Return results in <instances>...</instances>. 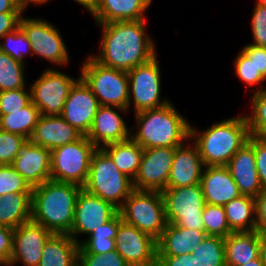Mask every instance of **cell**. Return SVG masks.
Listing matches in <instances>:
<instances>
[{
	"label": "cell",
	"mask_w": 266,
	"mask_h": 266,
	"mask_svg": "<svg viewBox=\"0 0 266 266\" xmlns=\"http://www.w3.org/2000/svg\"><path fill=\"white\" fill-rule=\"evenodd\" d=\"M226 266H242L260 257L259 232H232L224 238Z\"/></svg>",
	"instance_id": "484cf974"
},
{
	"label": "cell",
	"mask_w": 266,
	"mask_h": 266,
	"mask_svg": "<svg viewBox=\"0 0 266 266\" xmlns=\"http://www.w3.org/2000/svg\"><path fill=\"white\" fill-rule=\"evenodd\" d=\"M27 141L22 135L0 130V165H11Z\"/></svg>",
	"instance_id": "74e56055"
},
{
	"label": "cell",
	"mask_w": 266,
	"mask_h": 266,
	"mask_svg": "<svg viewBox=\"0 0 266 266\" xmlns=\"http://www.w3.org/2000/svg\"><path fill=\"white\" fill-rule=\"evenodd\" d=\"M20 27L31 44L32 55L40 56L53 64H68L67 47L58 29L47 20L20 17Z\"/></svg>",
	"instance_id": "7c38bea8"
},
{
	"label": "cell",
	"mask_w": 266,
	"mask_h": 266,
	"mask_svg": "<svg viewBox=\"0 0 266 266\" xmlns=\"http://www.w3.org/2000/svg\"><path fill=\"white\" fill-rule=\"evenodd\" d=\"M80 77L90 87L100 105L128 109V73L106 67L88 56L81 67Z\"/></svg>",
	"instance_id": "52a82bcc"
},
{
	"label": "cell",
	"mask_w": 266,
	"mask_h": 266,
	"mask_svg": "<svg viewBox=\"0 0 266 266\" xmlns=\"http://www.w3.org/2000/svg\"><path fill=\"white\" fill-rule=\"evenodd\" d=\"M175 150L176 147L144 149L138 173L133 180L134 189L160 192L165 190Z\"/></svg>",
	"instance_id": "9a60e30c"
},
{
	"label": "cell",
	"mask_w": 266,
	"mask_h": 266,
	"mask_svg": "<svg viewBox=\"0 0 266 266\" xmlns=\"http://www.w3.org/2000/svg\"><path fill=\"white\" fill-rule=\"evenodd\" d=\"M252 36L257 47H266V5L255 4L252 14Z\"/></svg>",
	"instance_id": "b9f144b4"
},
{
	"label": "cell",
	"mask_w": 266,
	"mask_h": 266,
	"mask_svg": "<svg viewBox=\"0 0 266 266\" xmlns=\"http://www.w3.org/2000/svg\"><path fill=\"white\" fill-rule=\"evenodd\" d=\"M41 114L32 101L20 110L0 116V130L30 139Z\"/></svg>",
	"instance_id": "4dcf8cb0"
},
{
	"label": "cell",
	"mask_w": 266,
	"mask_h": 266,
	"mask_svg": "<svg viewBox=\"0 0 266 266\" xmlns=\"http://www.w3.org/2000/svg\"><path fill=\"white\" fill-rule=\"evenodd\" d=\"M242 266H265L264 263L261 261V258L258 257L257 259H254L248 263H246L245 265Z\"/></svg>",
	"instance_id": "9f6ffc18"
},
{
	"label": "cell",
	"mask_w": 266,
	"mask_h": 266,
	"mask_svg": "<svg viewBox=\"0 0 266 266\" xmlns=\"http://www.w3.org/2000/svg\"><path fill=\"white\" fill-rule=\"evenodd\" d=\"M208 234L205 230H191L167 223L161 237L157 240L158 256H178L193 253Z\"/></svg>",
	"instance_id": "cb8c5ba5"
},
{
	"label": "cell",
	"mask_w": 266,
	"mask_h": 266,
	"mask_svg": "<svg viewBox=\"0 0 266 266\" xmlns=\"http://www.w3.org/2000/svg\"><path fill=\"white\" fill-rule=\"evenodd\" d=\"M241 51L253 62L256 70L266 79V47L248 44Z\"/></svg>",
	"instance_id": "bcb514c9"
},
{
	"label": "cell",
	"mask_w": 266,
	"mask_h": 266,
	"mask_svg": "<svg viewBox=\"0 0 266 266\" xmlns=\"http://www.w3.org/2000/svg\"><path fill=\"white\" fill-rule=\"evenodd\" d=\"M233 232L256 231L255 198L241 195L223 206Z\"/></svg>",
	"instance_id": "f546056e"
},
{
	"label": "cell",
	"mask_w": 266,
	"mask_h": 266,
	"mask_svg": "<svg viewBox=\"0 0 266 266\" xmlns=\"http://www.w3.org/2000/svg\"><path fill=\"white\" fill-rule=\"evenodd\" d=\"M11 165L32 188L51 179V151L29 140Z\"/></svg>",
	"instance_id": "d6986e66"
},
{
	"label": "cell",
	"mask_w": 266,
	"mask_h": 266,
	"mask_svg": "<svg viewBox=\"0 0 266 266\" xmlns=\"http://www.w3.org/2000/svg\"><path fill=\"white\" fill-rule=\"evenodd\" d=\"M193 254L194 266H226L223 237L208 235Z\"/></svg>",
	"instance_id": "1f68e13d"
},
{
	"label": "cell",
	"mask_w": 266,
	"mask_h": 266,
	"mask_svg": "<svg viewBox=\"0 0 266 266\" xmlns=\"http://www.w3.org/2000/svg\"><path fill=\"white\" fill-rule=\"evenodd\" d=\"M200 184L208 204L224 206L242 195L226 166H204Z\"/></svg>",
	"instance_id": "7402d4cb"
},
{
	"label": "cell",
	"mask_w": 266,
	"mask_h": 266,
	"mask_svg": "<svg viewBox=\"0 0 266 266\" xmlns=\"http://www.w3.org/2000/svg\"><path fill=\"white\" fill-rule=\"evenodd\" d=\"M256 4L266 5V0H257Z\"/></svg>",
	"instance_id": "6f0895ef"
},
{
	"label": "cell",
	"mask_w": 266,
	"mask_h": 266,
	"mask_svg": "<svg viewBox=\"0 0 266 266\" xmlns=\"http://www.w3.org/2000/svg\"><path fill=\"white\" fill-rule=\"evenodd\" d=\"M52 234V232L32 220L15 228L9 266H13L17 262L24 266H38L44 245Z\"/></svg>",
	"instance_id": "e0dca14e"
},
{
	"label": "cell",
	"mask_w": 266,
	"mask_h": 266,
	"mask_svg": "<svg viewBox=\"0 0 266 266\" xmlns=\"http://www.w3.org/2000/svg\"><path fill=\"white\" fill-rule=\"evenodd\" d=\"M119 212L112 203L88 193L83 188L80 190L74 212V221L69 236L79 244L78 236H88L103 224L111 220Z\"/></svg>",
	"instance_id": "5bb4252c"
},
{
	"label": "cell",
	"mask_w": 266,
	"mask_h": 266,
	"mask_svg": "<svg viewBox=\"0 0 266 266\" xmlns=\"http://www.w3.org/2000/svg\"><path fill=\"white\" fill-rule=\"evenodd\" d=\"M260 258L266 266V232L259 233Z\"/></svg>",
	"instance_id": "db71d44e"
},
{
	"label": "cell",
	"mask_w": 266,
	"mask_h": 266,
	"mask_svg": "<svg viewBox=\"0 0 266 266\" xmlns=\"http://www.w3.org/2000/svg\"><path fill=\"white\" fill-rule=\"evenodd\" d=\"M25 64L0 51V91L25 88Z\"/></svg>",
	"instance_id": "d6a6232c"
},
{
	"label": "cell",
	"mask_w": 266,
	"mask_h": 266,
	"mask_svg": "<svg viewBox=\"0 0 266 266\" xmlns=\"http://www.w3.org/2000/svg\"><path fill=\"white\" fill-rule=\"evenodd\" d=\"M97 147L83 135L79 140L51 151V180L83 187Z\"/></svg>",
	"instance_id": "ba28073f"
},
{
	"label": "cell",
	"mask_w": 266,
	"mask_h": 266,
	"mask_svg": "<svg viewBox=\"0 0 266 266\" xmlns=\"http://www.w3.org/2000/svg\"><path fill=\"white\" fill-rule=\"evenodd\" d=\"M115 239H85L78 254H104L115 250Z\"/></svg>",
	"instance_id": "ee69618b"
},
{
	"label": "cell",
	"mask_w": 266,
	"mask_h": 266,
	"mask_svg": "<svg viewBox=\"0 0 266 266\" xmlns=\"http://www.w3.org/2000/svg\"><path fill=\"white\" fill-rule=\"evenodd\" d=\"M14 229L0 225V265L9 266L13 251Z\"/></svg>",
	"instance_id": "f6af8a7d"
},
{
	"label": "cell",
	"mask_w": 266,
	"mask_h": 266,
	"mask_svg": "<svg viewBox=\"0 0 266 266\" xmlns=\"http://www.w3.org/2000/svg\"><path fill=\"white\" fill-rule=\"evenodd\" d=\"M0 13H23L10 0H0Z\"/></svg>",
	"instance_id": "f5cc1de1"
},
{
	"label": "cell",
	"mask_w": 266,
	"mask_h": 266,
	"mask_svg": "<svg viewBox=\"0 0 266 266\" xmlns=\"http://www.w3.org/2000/svg\"><path fill=\"white\" fill-rule=\"evenodd\" d=\"M82 188L118 209L134 190L133 180L119 171L102 148L93 153L88 178Z\"/></svg>",
	"instance_id": "5b68a950"
},
{
	"label": "cell",
	"mask_w": 266,
	"mask_h": 266,
	"mask_svg": "<svg viewBox=\"0 0 266 266\" xmlns=\"http://www.w3.org/2000/svg\"><path fill=\"white\" fill-rule=\"evenodd\" d=\"M252 113L245 115L250 135H266V87L261 85L251 95Z\"/></svg>",
	"instance_id": "836d02e7"
},
{
	"label": "cell",
	"mask_w": 266,
	"mask_h": 266,
	"mask_svg": "<svg viewBox=\"0 0 266 266\" xmlns=\"http://www.w3.org/2000/svg\"><path fill=\"white\" fill-rule=\"evenodd\" d=\"M2 38L6 40L5 42H0V51L25 64L24 57L28 52L32 55V50L26 33L20 25L13 31L6 33Z\"/></svg>",
	"instance_id": "d590c367"
},
{
	"label": "cell",
	"mask_w": 266,
	"mask_h": 266,
	"mask_svg": "<svg viewBox=\"0 0 266 266\" xmlns=\"http://www.w3.org/2000/svg\"><path fill=\"white\" fill-rule=\"evenodd\" d=\"M80 244L68 234H52L46 241L38 266H75Z\"/></svg>",
	"instance_id": "4316f807"
},
{
	"label": "cell",
	"mask_w": 266,
	"mask_h": 266,
	"mask_svg": "<svg viewBox=\"0 0 266 266\" xmlns=\"http://www.w3.org/2000/svg\"><path fill=\"white\" fill-rule=\"evenodd\" d=\"M115 250L130 266H157V240L122 221L115 236Z\"/></svg>",
	"instance_id": "4fadbf2b"
},
{
	"label": "cell",
	"mask_w": 266,
	"mask_h": 266,
	"mask_svg": "<svg viewBox=\"0 0 266 266\" xmlns=\"http://www.w3.org/2000/svg\"><path fill=\"white\" fill-rule=\"evenodd\" d=\"M234 65L236 75L245 82L246 86L254 87V85H259L266 80L242 51L236 57Z\"/></svg>",
	"instance_id": "ab89813d"
},
{
	"label": "cell",
	"mask_w": 266,
	"mask_h": 266,
	"mask_svg": "<svg viewBox=\"0 0 266 266\" xmlns=\"http://www.w3.org/2000/svg\"><path fill=\"white\" fill-rule=\"evenodd\" d=\"M157 55L142 65L128 71L129 102L133 101L135 113L165 106L170 101L160 100L161 72Z\"/></svg>",
	"instance_id": "30bf717a"
},
{
	"label": "cell",
	"mask_w": 266,
	"mask_h": 266,
	"mask_svg": "<svg viewBox=\"0 0 266 266\" xmlns=\"http://www.w3.org/2000/svg\"><path fill=\"white\" fill-rule=\"evenodd\" d=\"M226 167L242 195L256 198L262 191L254 154V135L230 159Z\"/></svg>",
	"instance_id": "ffe728a7"
},
{
	"label": "cell",
	"mask_w": 266,
	"mask_h": 266,
	"mask_svg": "<svg viewBox=\"0 0 266 266\" xmlns=\"http://www.w3.org/2000/svg\"><path fill=\"white\" fill-rule=\"evenodd\" d=\"M182 144L176 147L168 175L167 188L186 187L200 183L204 164L197 145Z\"/></svg>",
	"instance_id": "44dd1931"
},
{
	"label": "cell",
	"mask_w": 266,
	"mask_h": 266,
	"mask_svg": "<svg viewBox=\"0 0 266 266\" xmlns=\"http://www.w3.org/2000/svg\"><path fill=\"white\" fill-rule=\"evenodd\" d=\"M78 264L80 266H130L116 250L104 254H78Z\"/></svg>",
	"instance_id": "60d3db41"
},
{
	"label": "cell",
	"mask_w": 266,
	"mask_h": 266,
	"mask_svg": "<svg viewBox=\"0 0 266 266\" xmlns=\"http://www.w3.org/2000/svg\"><path fill=\"white\" fill-rule=\"evenodd\" d=\"M167 223L191 230H204L202 211L206 205L200 183L166 188L162 192Z\"/></svg>",
	"instance_id": "9c48e42d"
},
{
	"label": "cell",
	"mask_w": 266,
	"mask_h": 266,
	"mask_svg": "<svg viewBox=\"0 0 266 266\" xmlns=\"http://www.w3.org/2000/svg\"><path fill=\"white\" fill-rule=\"evenodd\" d=\"M249 137L245 115L215 123L202 133L190 126V139L197 145L204 166H226Z\"/></svg>",
	"instance_id": "277c9868"
},
{
	"label": "cell",
	"mask_w": 266,
	"mask_h": 266,
	"mask_svg": "<svg viewBox=\"0 0 266 266\" xmlns=\"http://www.w3.org/2000/svg\"><path fill=\"white\" fill-rule=\"evenodd\" d=\"M22 13H0V38L19 26Z\"/></svg>",
	"instance_id": "f907efd6"
},
{
	"label": "cell",
	"mask_w": 266,
	"mask_h": 266,
	"mask_svg": "<svg viewBox=\"0 0 266 266\" xmlns=\"http://www.w3.org/2000/svg\"><path fill=\"white\" fill-rule=\"evenodd\" d=\"M152 0H98L92 14L96 24L116 21L142 20Z\"/></svg>",
	"instance_id": "d4e9b609"
},
{
	"label": "cell",
	"mask_w": 266,
	"mask_h": 266,
	"mask_svg": "<svg viewBox=\"0 0 266 266\" xmlns=\"http://www.w3.org/2000/svg\"><path fill=\"white\" fill-rule=\"evenodd\" d=\"M55 69H46L29 88L32 103L41 115L61 116L71 87L78 80Z\"/></svg>",
	"instance_id": "8fae6325"
},
{
	"label": "cell",
	"mask_w": 266,
	"mask_h": 266,
	"mask_svg": "<svg viewBox=\"0 0 266 266\" xmlns=\"http://www.w3.org/2000/svg\"><path fill=\"white\" fill-rule=\"evenodd\" d=\"M194 254H182L178 256H158L157 266H194Z\"/></svg>",
	"instance_id": "681fc988"
},
{
	"label": "cell",
	"mask_w": 266,
	"mask_h": 266,
	"mask_svg": "<svg viewBox=\"0 0 266 266\" xmlns=\"http://www.w3.org/2000/svg\"><path fill=\"white\" fill-rule=\"evenodd\" d=\"M256 231L266 232V190L255 198Z\"/></svg>",
	"instance_id": "c3c4849f"
},
{
	"label": "cell",
	"mask_w": 266,
	"mask_h": 266,
	"mask_svg": "<svg viewBox=\"0 0 266 266\" xmlns=\"http://www.w3.org/2000/svg\"><path fill=\"white\" fill-rule=\"evenodd\" d=\"M204 230L208 235L227 237L230 229L223 206L206 203L202 211Z\"/></svg>",
	"instance_id": "e575fe53"
},
{
	"label": "cell",
	"mask_w": 266,
	"mask_h": 266,
	"mask_svg": "<svg viewBox=\"0 0 266 266\" xmlns=\"http://www.w3.org/2000/svg\"><path fill=\"white\" fill-rule=\"evenodd\" d=\"M99 107L98 99L79 76L71 87L61 117L86 136Z\"/></svg>",
	"instance_id": "2e32d148"
},
{
	"label": "cell",
	"mask_w": 266,
	"mask_h": 266,
	"mask_svg": "<svg viewBox=\"0 0 266 266\" xmlns=\"http://www.w3.org/2000/svg\"><path fill=\"white\" fill-rule=\"evenodd\" d=\"M82 187L48 180L32 190L31 220L54 234H69Z\"/></svg>",
	"instance_id": "7a4b0ae2"
},
{
	"label": "cell",
	"mask_w": 266,
	"mask_h": 266,
	"mask_svg": "<svg viewBox=\"0 0 266 266\" xmlns=\"http://www.w3.org/2000/svg\"><path fill=\"white\" fill-rule=\"evenodd\" d=\"M82 136L81 132L61 116L41 115L29 141L52 151L62 145L75 142Z\"/></svg>",
	"instance_id": "603a6c76"
},
{
	"label": "cell",
	"mask_w": 266,
	"mask_h": 266,
	"mask_svg": "<svg viewBox=\"0 0 266 266\" xmlns=\"http://www.w3.org/2000/svg\"><path fill=\"white\" fill-rule=\"evenodd\" d=\"M96 25L103 33L100 53L92 57L106 67L128 72L157 55L154 41L145 33L146 19Z\"/></svg>",
	"instance_id": "6da1fadb"
},
{
	"label": "cell",
	"mask_w": 266,
	"mask_h": 266,
	"mask_svg": "<svg viewBox=\"0 0 266 266\" xmlns=\"http://www.w3.org/2000/svg\"><path fill=\"white\" fill-rule=\"evenodd\" d=\"M114 108L116 110H114ZM119 111L126 113L128 109L100 105L94 117L92 126L86 137L97 147L102 148L108 144L122 142L131 138V131L128 129Z\"/></svg>",
	"instance_id": "ac0fdd59"
},
{
	"label": "cell",
	"mask_w": 266,
	"mask_h": 266,
	"mask_svg": "<svg viewBox=\"0 0 266 266\" xmlns=\"http://www.w3.org/2000/svg\"><path fill=\"white\" fill-rule=\"evenodd\" d=\"M32 192H15L0 197V225L17 228L31 220Z\"/></svg>",
	"instance_id": "83f0119b"
},
{
	"label": "cell",
	"mask_w": 266,
	"mask_h": 266,
	"mask_svg": "<svg viewBox=\"0 0 266 266\" xmlns=\"http://www.w3.org/2000/svg\"><path fill=\"white\" fill-rule=\"evenodd\" d=\"M254 154L258 178L263 190H266V138L254 135Z\"/></svg>",
	"instance_id": "7bdbcfd3"
},
{
	"label": "cell",
	"mask_w": 266,
	"mask_h": 266,
	"mask_svg": "<svg viewBox=\"0 0 266 266\" xmlns=\"http://www.w3.org/2000/svg\"><path fill=\"white\" fill-rule=\"evenodd\" d=\"M122 221L121 214L118 212L111 220L94 230L87 239H115L119 224Z\"/></svg>",
	"instance_id": "7dc6e473"
},
{
	"label": "cell",
	"mask_w": 266,
	"mask_h": 266,
	"mask_svg": "<svg viewBox=\"0 0 266 266\" xmlns=\"http://www.w3.org/2000/svg\"><path fill=\"white\" fill-rule=\"evenodd\" d=\"M138 131L131 138L143 149L178 147L190 140V126L169 102L163 107L135 113Z\"/></svg>",
	"instance_id": "3957f363"
},
{
	"label": "cell",
	"mask_w": 266,
	"mask_h": 266,
	"mask_svg": "<svg viewBox=\"0 0 266 266\" xmlns=\"http://www.w3.org/2000/svg\"><path fill=\"white\" fill-rule=\"evenodd\" d=\"M31 101V91L26 88L0 91V116L20 110Z\"/></svg>",
	"instance_id": "f35d334b"
},
{
	"label": "cell",
	"mask_w": 266,
	"mask_h": 266,
	"mask_svg": "<svg viewBox=\"0 0 266 266\" xmlns=\"http://www.w3.org/2000/svg\"><path fill=\"white\" fill-rule=\"evenodd\" d=\"M32 190L33 188L12 165H0V197L15 192H32Z\"/></svg>",
	"instance_id": "8d00e7d4"
},
{
	"label": "cell",
	"mask_w": 266,
	"mask_h": 266,
	"mask_svg": "<svg viewBox=\"0 0 266 266\" xmlns=\"http://www.w3.org/2000/svg\"><path fill=\"white\" fill-rule=\"evenodd\" d=\"M21 12H23L30 3L37 5L45 4L49 0H10Z\"/></svg>",
	"instance_id": "816d5d0a"
},
{
	"label": "cell",
	"mask_w": 266,
	"mask_h": 266,
	"mask_svg": "<svg viewBox=\"0 0 266 266\" xmlns=\"http://www.w3.org/2000/svg\"><path fill=\"white\" fill-rule=\"evenodd\" d=\"M102 149L111 157L120 172L134 180L136 177L144 149L132 138L108 144Z\"/></svg>",
	"instance_id": "f1b7e54d"
},
{
	"label": "cell",
	"mask_w": 266,
	"mask_h": 266,
	"mask_svg": "<svg viewBox=\"0 0 266 266\" xmlns=\"http://www.w3.org/2000/svg\"><path fill=\"white\" fill-rule=\"evenodd\" d=\"M75 2L85 7L91 15L96 11L98 6V0H75Z\"/></svg>",
	"instance_id": "11a10c76"
},
{
	"label": "cell",
	"mask_w": 266,
	"mask_h": 266,
	"mask_svg": "<svg viewBox=\"0 0 266 266\" xmlns=\"http://www.w3.org/2000/svg\"><path fill=\"white\" fill-rule=\"evenodd\" d=\"M118 210L124 222L156 240L166 228L165 204L160 191L134 189Z\"/></svg>",
	"instance_id": "8992f818"
}]
</instances>
